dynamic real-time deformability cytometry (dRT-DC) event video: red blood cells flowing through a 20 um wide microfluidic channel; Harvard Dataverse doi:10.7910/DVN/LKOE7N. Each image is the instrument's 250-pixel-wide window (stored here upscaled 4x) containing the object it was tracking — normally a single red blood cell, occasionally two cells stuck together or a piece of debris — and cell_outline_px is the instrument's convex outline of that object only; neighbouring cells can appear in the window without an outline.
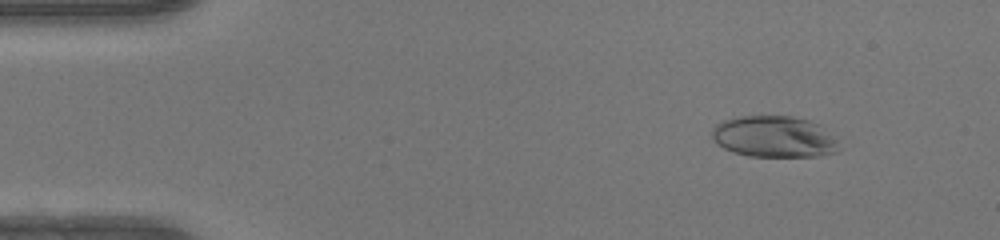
{"species": "human", "species_latin": "Homo sapiens", "temperature_condition": "warm", "stored_images_in_passage": 44, "camera_frame_rate_fps": 3000, "um_per_image_px": 0.085, "donor": {"sex": "female"}, "frame": {"image": 1, "passage_image": 1, "time_ms": 0.0, "image_size_px": [1000, 240], "cell_outline_px": [[840, 152], [820, 156], [748, 156], [724, 148], [712, 140], [712, 128], [716, 124], [724, 120], [740, 116], [792, 116], [808, 120], [820, 124], [836, 140]], "centroid_in_image_um": [65.81, 11.62], "position_along_channel_um": 19.2, "area_um2": 30.63}}
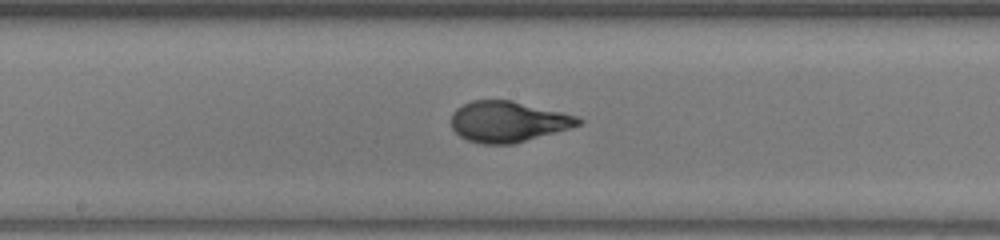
{"frame": {"image": 2, "passage_image": 21, "time_ms": 6.667, "image_size_px": [1000, 240], "cell_outline_px": [[584, 120], [580, 124], [568, 128], [512, 144], [480, 144], [468, 140], [460, 136], [452, 128], [452, 112], [456, 108], [472, 100], [512, 100], [580, 116]], "centroid_in_image_um": [43.17, 10.32], "position_along_channel_um": 205.0, "area_um2": 30.11}}
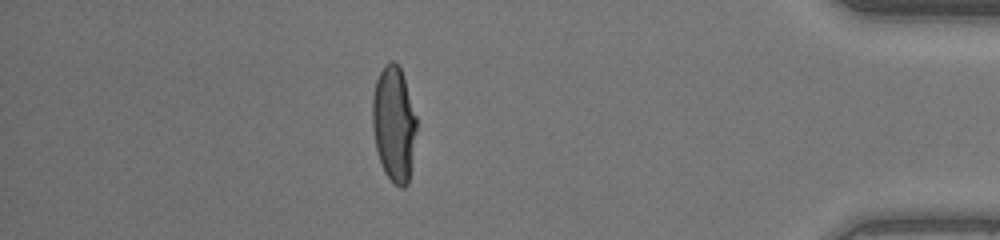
{"frame": {"image": 3, "passage_image": 38, "time_ms": 12.333, "image_size_px": [1000, 240], "cell_outline_px": [[416, 128], [408, 184], [404, 188], [400, 188], [384, 172], [376, 148], [372, 124], [372, 96], [376, 80], [384, 64], [392, 60], [400, 68], [404, 76], [416, 116]], "centroid_in_image_um": [33.47, 10.49], "position_along_channel_um": 401.7, "area_um2": 29.42}, "authors_computed_cell_mechanics": {"area_um2": 30.1427, "velocity_mm_per_s": 4.2563, "shape_relaxation_time_tau1_ms": 7.2242, "shape_relaxation_time_tau2_ms": null, "deformation_change_tau1": 0.3475, "deformation_change_tau2": null}}